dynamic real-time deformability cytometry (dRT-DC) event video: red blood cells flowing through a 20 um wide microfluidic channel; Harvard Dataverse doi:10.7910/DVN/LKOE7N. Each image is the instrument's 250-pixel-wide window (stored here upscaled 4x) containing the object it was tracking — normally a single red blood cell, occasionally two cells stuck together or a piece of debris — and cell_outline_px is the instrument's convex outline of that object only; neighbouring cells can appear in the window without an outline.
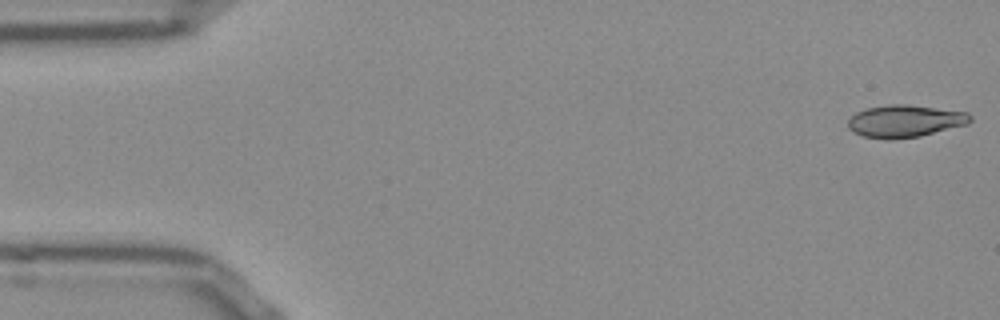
{"species": "Egyptian fruit bat (a non-hibernating species)", "species_latin": "Rousettus aegyptiacus", "temperature_condition": "room temperature", "stored_images_in_passage": 52, "camera_frame_rate_fps": 3000, "um_per_image_px": 0.085, "frame": {"image": 1, "passage_image": 1, "time_ms": 0.0, "image_size_px": [1000, 320], "cell_outline_px": [[972, 120], [968, 124], [920, 136], [888, 140], [864, 136], [852, 132], [848, 128], [848, 120], [856, 112], [864, 108], [888, 104], [908, 104], [968, 112], [972, 116]], "centroid_in_image_um": [76.91, 10.29], "position_along_channel_um": 8.1, "area_um2": 23.24}}
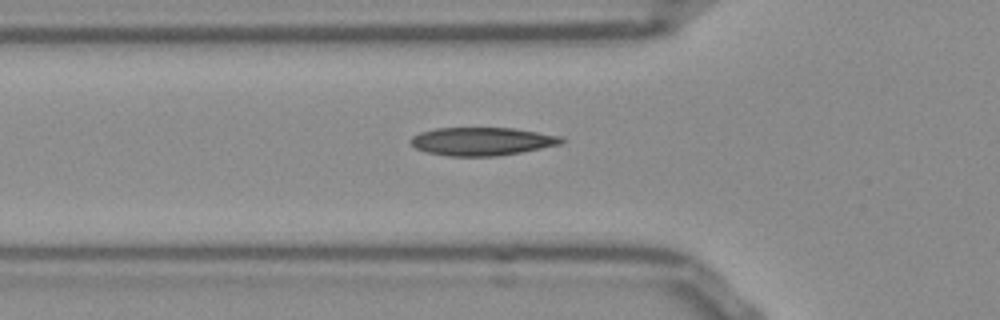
{"frame": {"image": 2, "passage_image": 17, "time_ms": 5.333, "image_size_px": [1000, 320], "cell_outline_px": [[564, 140], [560, 144], [520, 152], [496, 156], [448, 156], [428, 152], [416, 148], [408, 140], [412, 136], [420, 132], [436, 128], [516, 128], [560, 136]], "centroid_in_image_um": [40.93, 12.01], "position_along_channel_um": 84.9, "area_um2": 24.57}}
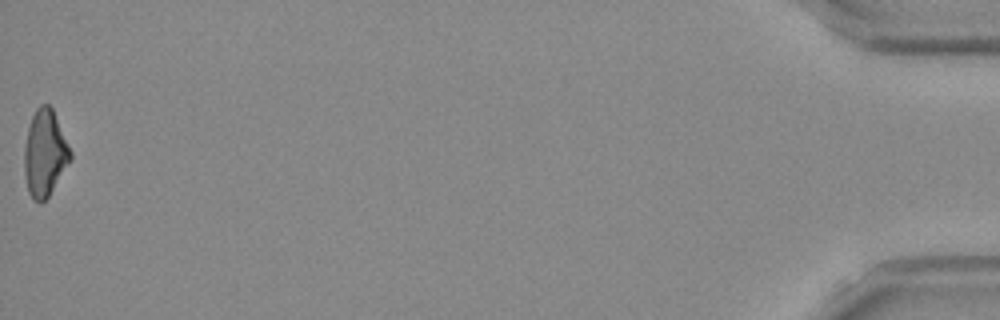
{"frame": {"image": 3, "passage_image": 52, "time_ms": 17.0, "image_size_px": [1000, 320], "cell_outline_px": [[72, 160], [48, 196], [40, 204], [32, 200], [28, 192], [24, 172], [24, 148], [28, 128], [32, 116], [36, 108], [40, 104], [48, 104], [52, 108], [72, 152]], "centroid_in_image_um": [3.81, 13.05], "position_along_channel_um": 431.4, "area_um2": 23.35}, "authors_computed_cell_mechanics": {"area_um2": 23.3801, "velocity_mm_per_s": 3.8633, "shape_relaxation_time_tau1_ms": 8.3355, "shape_relaxation_time_tau2_ms": 3.6112, "deformation_change_tau1": 0.2068, "deformation_change_tau2": 0.1311}}